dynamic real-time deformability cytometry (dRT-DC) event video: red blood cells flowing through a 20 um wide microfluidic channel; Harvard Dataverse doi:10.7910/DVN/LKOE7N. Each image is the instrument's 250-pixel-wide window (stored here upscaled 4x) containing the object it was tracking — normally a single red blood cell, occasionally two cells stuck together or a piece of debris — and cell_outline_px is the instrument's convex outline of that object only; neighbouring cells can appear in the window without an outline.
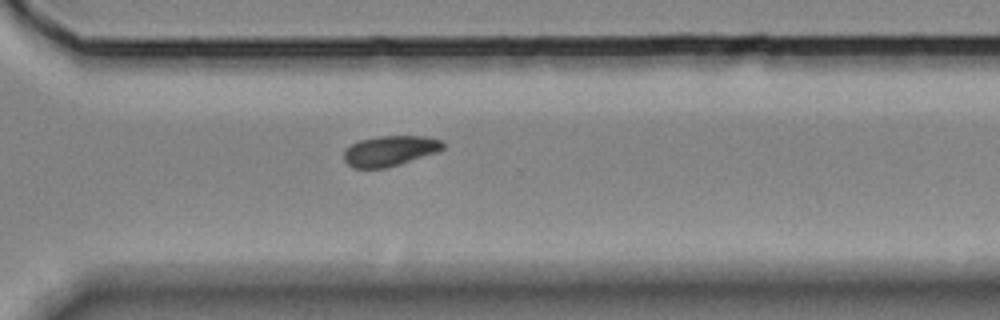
{"species": "Egyptian fruit bat (a non-hibernating species)", "species_latin": "Rousettus aegyptiacus", "temperature_condition": "room temperature", "stored_images_in_passage": 11, "camera_frame_rate_fps": 3000, "um_per_image_px": 0.085, "animal": {"sex": "female"}, "frame": {"image": 1, "passage_image": 11, "time_ms": 13.0, "image_size_px": [1000, 320], "cell_outline_px": [[444, 148], [436, 152], [400, 164], [384, 168], [352, 168], [344, 160], [344, 152], [352, 144], [360, 140], [380, 136], [424, 136], [444, 140]], "centroid_in_image_um": [33.16, 12.82], "position_along_channel_um": 337.4, "area_um2": 17.4}}